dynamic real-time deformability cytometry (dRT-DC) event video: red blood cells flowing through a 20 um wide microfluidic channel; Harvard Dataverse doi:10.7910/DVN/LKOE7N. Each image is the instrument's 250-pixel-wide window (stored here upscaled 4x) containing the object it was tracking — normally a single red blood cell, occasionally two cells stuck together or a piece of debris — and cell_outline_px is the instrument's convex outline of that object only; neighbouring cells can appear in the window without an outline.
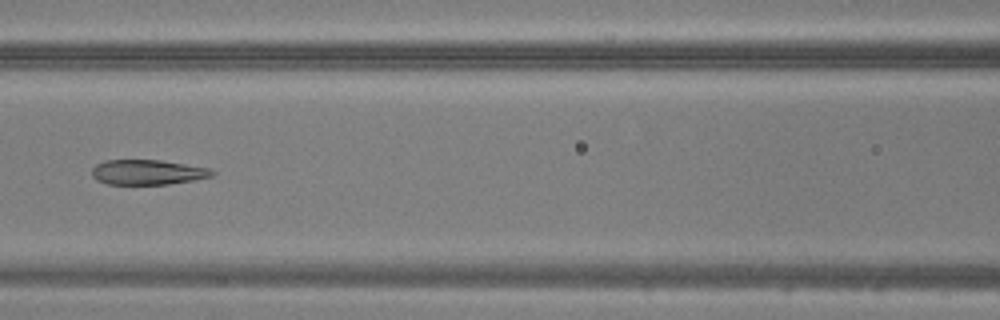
{"species": "common noctule bat (a hibernating species)", "species_latin": "Nyctalus noctula", "temperature_condition": "warm", "stored_images_in_passage": 47, "camera_frame_rate_fps": 3000, "um_per_image_px": 0.085, "animal": {"sex": "male", "body_mass_g": 20.5, "forearm_length_mm": 52.5}, "frame": {"image": 1, "passage_image": 21, "time_ms": 6.667, "image_size_px": [1000, 320], "cell_outline_px": [[216, 172], [212, 176], [196, 180], [168, 184], [108, 184], [96, 180], [92, 176], [92, 168], [96, 164], [104, 160], [160, 160], [208, 168]], "centroid_in_image_um": [12.53, 14.64], "position_along_channel_um": 154.1, "area_um2": 17.51}}
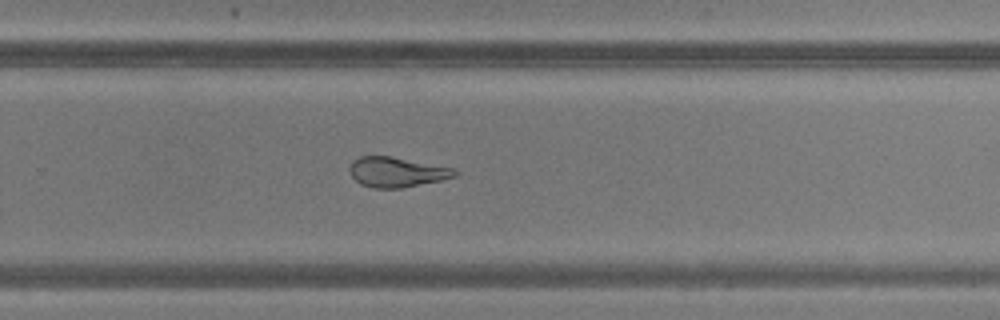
{"frame": {"image": 2, "passage_image": 31, "time_ms": 10.0, "image_size_px": [1000, 320], "cell_outline_px": [[460, 172], [456, 176], [440, 180], [400, 188], [372, 188], [360, 184], [352, 176], [352, 160], [360, 156], [388, 156], [456, 168]], "centroid_in_image_um": [33.76, 14.63], "position_along_channel_um": 296.0, "area_um2": 18.15}}
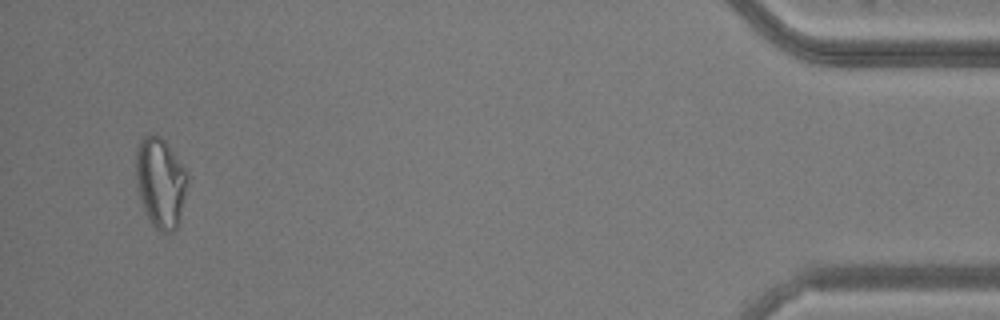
{"frame": {"image": 3, "passage_image": 45, "time_ms": 14.667, "image_size_px": [1000, 320], "cell_outline_px": [[188, 184], [180, 220], [176, 228], [172, 232], [160, 232], [148, 220], [144, 212], [140, 200], [136, 180], [136, 148], [140, 140], [144, 136], [152, 132], [160, 136], [168, 144], [188, 172]], "centroid_in_image_um": [13.64, 15.51], "position_along_channel_um": 421.6, "area_um2": 27.63}}